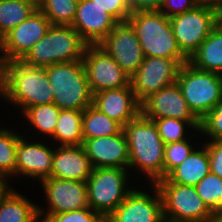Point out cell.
Wrapping results in <instances>:
<instances>
[{"mask_svg": "<svg viewBox=\"0 0 222 222\" xmlns=\"http://www.w3.org/2000/svg\"><path fill=\"white\" fill-rule=\"evenodd\" d=\"M200 134L208 136L210 141H222V99L200 121Z\"/></svg>", "mask_w": 222, "mask_h": 222, "instance_id": "obj_34", "label": "cell"}, {"mask_svg": "<svg viewBox=\"0 0 222 222\" xmlns=\"http://www.w3.org/2000/svg\"><path fill=\"white\" fill-rule=\"evenodd\" d=\"M118 24L90 0H79L72 27L88 45H98Z\"/></svg>", "mask_w": 222, "mask_h": 222, "instance_id": "obj_18", "label": "cell"}, {"mask_svg": "<svg viewBox=\"0 0 222 222\" xmlns=\"http://www.w3.org/2000/svg\"><path fill=\"white\" fill-rule=\"evenodd\" d=\"M200 3V0H162L159 11L170 18L177 14L193 10Z\"/></svg>", "mask_w": 222, "mask_h": 222, "instance_id": "obj_37", "label": "cell"}, {"mask_svg": "<svg viewBox=\"0 0 222 222\" xmlns=\"http://www.w3.org/2000/svg\"><path fill=\"white\" fill-rule=\"evenodd\" d=\"M208 141L203 144L208 151L210 171L222 179V141Z\"/></svg>", "mask_w": 222, "mask_h": 222, "instance_id": "obj_38", "label": "cell"}, {"mask_svg": "<svg viewBox=\"0 0 222 222\" xmlns=\"http://www.w3.org/2000/svg\"><path fill=\"white\" fill-rule=\"evenodd\" d=\"M8 179L11 180V178L0 173V200L11 190L10 185L8 184Z\"/></svg>", "mask_w": 222, "mask_h": 222, "instance_id": "obj_40", "label": "cell"}, {"mask_svg": "<svg viewBox=\"0 0 222 222\" xmlns=\"http://www.w3.org/2000/svg\"><path fill=\"white\" fill-rule=\"evenodd\" d=\"M92 93L131 87L128 76L99 45H87L82 59Z\"/></svg>", "mask_w": 222, "mask_h": 222, "instance_id": "obj_10", "label": "cell"}, {"mask_svg": "<svg viewBox=\"0 0 222 222\" xmlns=\"http://www.w3.org/2000/svg\"><path fill=\"white\" fill-rule=\"evenodd\" d=\"M54 149L38 141L29 142L28 139L20 135L17 144L15 177L22 175L38 181L49 178Z\"/></svg>", "mask_w": 222, "mask_h": 222, "instance_id": "obj_19", "label": "cell"}, {"mask_svg": "<svg viewBox=\"0 0 222 222\" xmlns=\"http://www.w3.org/2000/svg\"><path fill=\"white\" fill-rule=\"evenodd\" d=\"M201 150L196 148L192 153L165 178L172 183L195 186L210 173L209 156L206 145Z\"/></svg>", "mask_w": 222, "mask_h": 222, "instance_id": "obj_22", "label": "cell"}, {"mask_svg": "<svg viewBox=\"0 0 222 222\" xmlns=\"http://www.w3.org/2000/svg\"><path fill=\"white\" fill-rule=\"evenodd\" d=\"M180 67L176 59L144 57L143 63L130 77L136 100L141 104L154 92L175 83Z\"/></svg>", "mask_w": 222, "mask_h": 222, "instance_id": "obj_11", "label": "cell"}, {"mask_svg": "<svg viewBox=\"0 0 222 222\" xmlns=\"http://www.w3.org/2000/svg\"><path fill=\"white\" fill-rule=\"evenodd\" d=\"M141 114L150 120L174 118L192 122L200 130V120L189 109L177 82L154 92L141 103Z\"/></svg>", "mask_w": 222, "mask_h": 222, "instance_id": "obj_15", "label": "cell"}, {"mask_svg": "<svg viewBox=\"0 0 222 222\" xmlns=\"http://www.w3.org/2000/svg\"><path fill=\"white\" fill-rule=\"evenodd\" d=\"M128 22L136 32L144 57L176 59L181 65L188 62L177 45L169 17L162 12H132Z\"/></svg>", "mask_w": 222, "mask_h": 222, "instance_id": "obj_3", "label": "cell"}, {"mask_svg": "<svg viewBox=\"0 0 222 222\" xmlns=\"http://www.w3.org/2000/svg\"><path fill=\"white\" fill-rule=\"evenodd\" d=\"M203 3H209V4H213L216 6H219L222 4V0H200Z\"/></svg>", "mask_w": 222, "mask_h": 222, "instance_id": "obj_44", "label": "cell"}, {"mask_svg": "<svg viewBox=\"0 0 222 222\" xmlns=\"http://www.w3.org/2000/svg\"><path fill=\"white\" fill-rule=\"evenodd\" d=\"M82 120L83 111L61 110L51 141H56V144L58 142L59 146L82 145Z\"/></svg>", "mask_w": 222, "mask_h": 222, "instance_id": "obj_25", "label": "cell"}, {"mask_svg": "<svg viewBox=\"0 0 222 222\" xmlns=\"http://www.w3.org/2000/svg\"><path fill=\"white\" fill-rule=\"evenodd\" d=\"M39 182L48 202V210L38 207L40 221H44L49 215L89 207L85 181L49 177Z\"/></svg>", "mask_w": 222, "mask_h": 222, "instance_id": "obj_12", "label": "cell"}, {"mask_svg": "<svg viewBox=\"0 0 222 222\" xmlns=\"http://www.w3.org/2000/svg\"><path fill=\"white\" fill-rule=\"evenodd\" d=\"M154 122L157 125L158 132L162 141L166 144L178 142L187 139L186 133L189 128L191 131L194 129L195 133L200 130L192 123L184 120L174 118H160L155 119Z\"/></svg>", "mask_w": 222, "mask_h": 222, "instance_id": "obj_32", "label": "cell"}, {"mask_svg": "<svg viewBox=\"0 0 222 222\" xmlns=\"http://www.w3.org/2000/svg\"><path fill=\"white\" fill-rule=\"evenodd\" d=\"M43 222H105V220L88 207L49 215Z\"/></svg>", "mask_w": 222, "mask_h": 222, "instance_id": "obj_35", "label": "cell"}, {"mask_svg": "<svg viewBox=\"0 0 222 222\" xmlns=\"http://www.w3.org/2000/svg\"><path fill=\"white\" fill-rule=\"evenodd\" d=\"M187 139L173 142L165 145L163 178H165L173 169L179 166L194 150L192 142Z\"/></svg>", "mask_w": 222, "mask_h": 222, "instance_id": "obj_33", "label": "cell"}, {"mask_svg": "<svg viewBox=\"0 0 222 222\" xmlns=\"http://www.w3.org/2000/svg\"><path fill=\"white\" fill-rule=\"evenodd\" d=\"M36 8L19 0H0V37L6 36L17 25L25 21Z\"/></svg>", "mask_w": 222, "mask_h": 222, "instance_id": "obj_27", "label": "cell"}, {"mask_svg": "<svg viewBox=\"0 0 222 222\" xmlns=\"http://www.w3.org/2000/svg\"><path fill=\"white\" fill-rule=\"evenodd\" d=\"M19 134L13 129H0V173L8 178L15 176Z\"/></svg>", "mask_w": 222, "mask_h": 222, "instance_id": "obj_30", "label": "cell"}, {"mask_svg": "<svg viewBox=\"0 0 222 222\" xmlns=\"http://www.w3.org/2000/svg\"><path fill=\"white\" fill-rule=\"evenodd\" d=\"M209 222H222V213H216Z\"/></svg>", "mask_w": 222, "mask_h": 222, "instance_id": "obj_43", "label": "cell"}, {"mask_svg": "<svg viewBox=\"0 0 222 222\" xmlns=\"http://www.w3.org/2000/svg\"><path fill=\"white\" fill-rule=\"evenodd\" d=\"M61 109L54 103L42 104L27 108L23 114L35 131H39L43 136L51 137L54 134L58 116ZM46 134V135H45Z\"/></svg>", "mask_w": 222, "mask_h": 222, "instance_id": "obj_28", "label": "cell"}, {"mask_svg": "<svg viewBox=\"0 0 222 222\" xmlns=\"http://www.w3.org/2000/svg\"><path fill=\"white\" fill-rule=\"evenodd\" d=\"M0 53L2 54V38L1 37H0ZM4 64H5L4 57L3 55H0V72Z\"/></svg>", "mask_w": 222, "mask_h": 222, "instance_id": "obj_42", "label": "cell"}, {"mask_svg": "<svg viewBox=\"0 0 222 222\" xmlns=\"http://www.w3.org/2000/svg\"><path fill=\"white\" fill-rule=\"evenodd\" d=\"M123 126L100 112L93 105L83 110L82 134L83 139H91L119 134Z\"/></svg>", "mask_w": 222, "mask_h": 222, "instance_id": "obj_26", "label": "cell"}, {"mask_svg": "<svg viewBox=\"0 0 222 222\" xmlns=\"http://www.w3.org/2000/svg\"><path fill=\"white\" fill-rule=\"evenodd\" d=\"M19 1L27 2L31 5H33L36 9H38L40 7L42 0H19Z\"/></svg>", "mask_w": 222, "mask_h": 222, "instance_id": "obj_41", "label": "cell"}, {"mask_svg": "<svg viewBox=\"0 0 222 222\" xmlns=\"http://www.w3.org/2000/svg\"><path fill=\"white\" fill-rule=\"evenodd\" d=\"M87 45L72 26L51 25L46 35L20 61L37 68L81 61Z\"/></svg>", "mask_w": 222, "mask_h": 222, "instance_id": "obj_4", "label": "cell"}, {"mask_svg": "<svg viewBox=\"0 0 222 222\" xmlns=\"http://www.w3.org/2000/svg\"><path fill=\"white\" fill-rule=\"evenodd\" d=\"M176 82L200 121L222 99V75L197 69L189 62L181 65Z\"/></svg>", "mask_w": 222, "mask_h": 222, "instance_id": "obj_6", "label": "cell"}, {"mask_svg": "<svg viewBox=\"0 0 222 222\" xmlns=\"http://www.w3.org/2000/svg\"><path fill=\"white\" fill-rule=\"evenodd\" d=\"M131 13L138 11H159L162 0H127Z\"/></svg>", "mask_w": 222, "mask_h": 222, "instance_id": "obj_39", "label": "cell"}, {"mask_svg": "<svg viewBox=\"0 0 222 222\" xmlns=\"http://www.w3.org/2000/svg\"><path fill=\"white\" fill-rule=\"evenodd\" d=\"M154 184L162 199L165 218L179 222H209L214 216L196 192L195 186L172 183L166 178Z\"/></svg>", "mask_w": 222, "mask_h": 222, "instance_id": "obj_8", "label": "cell"}, {"mask_svg": "<svg viewBox=\"0 0 222 222\" xmlns=\"http://www.w3.org/2000/svg\"><path fill=\"white\" fill-rule=\"evenodd\" d=\"M38 207L11 188L0 200V222H40Z\"/></svg>", "mask_w": 222, "mask_h": 222, "instance_id": "obj_24", "label": "cell"}, {"mask_svg": "<svg viewBox=\"0 0 222 222\" xmlns=\"http://www.w3.org/2000/svg\"><path fill=\"white\" fill-rule=\"evenodd\" d=\"M0 96L22 113L32 106L52 104L54 94L44 68L20 60L5 63L0 72Z\"/></svg>", "mask_w": 222, "mask_h": 222, "instance_id": "obj_1", "label": "cell"}, {"mask_svg": "<svg viewBox=\"0 0 222 222\" xmlns=\"http://www.w3.org/2000/svg\"><path fill=\"white\" fill-rule=\"evenodd\" d=\"M161 222H179V221H173V220H170V219H167V218H163L162 220H161Z\"/></svg>", "mask_w": 222, "mask_h": 222, "instance_id": "obj_46", "label": "cell"}, {"mask_svg": "<svg viewBox=\"0 0 222 222\" xmlns=\"http://www.w3.org/2000/svg\"><path fill=\"white\" fill-rule=\"evenodd\" d=\"M153 186V194L133 190L123 202L105 219V222H161L164 218L160 193Z\"/></svg>", "mask_w": 222, "mask_h": 222, "instance_id": "obj_16", "label": "cell"}, {"mask_svg": "<svg viewBox=\"0 0 222 222\" xmlns=\"http://www.w3.org/2000/svg\"><path fill=\"white\" fill-rule=\"evenodd\" d=\"M79 0H42L39 9L52 25L71 26Z\"/></svg>", "mask_w": 222, "mask_h": 222, "instance_id": "obj_29", "label": "cell"}, {"mask_svg": "<svg viewBox=\"0 0 222 222\" xmlns=\"http://www.w3.org/2000/svg\"><path fill=\"white\" fill-rule=\"evenodd\" d=\"M82 146L93 168L129 166L128 142L123 130L112 136L83 139Z\"/></svg>", "mask_w": 222, "mask_h": 222, "instance_id": "obj_17", "label": "cell"}, {"mask_svg": "<svg viewBox=\"0 0 222 222\" xmlns=\"http://www.w3.org/2000/svg\"><path fill=\"white\" fill-rule=\"evenodd\" d=\"M92 170L93 166L82 145L55 147L50 177L86 182Z\"/></svg>", "mask_w": 222, "mask_h": 222, "instance_id": "obj_21", "label": "cell"}, {"mask_svg": "<svg viewBox=\"0 0 222 222\" xmlns=\"http://www.w3.org/2000/svg\"><path fill=\"white\" fill-rule=\"evenodd\" d=\"M52 24L38 8L2 38L5 63L21 60L47 33Z\"/></svg>", "mask_w": 222, "mask_h": 222, "instance_id": "obj_14", "label": "cell"}, {"mask_svg": "<svg viewBox=\"0 0 222 222\" xmlns=\"http://www.w3.org/2000/svg\"><path fill=\"white\" fill-rule=\"evenodd\" d=\"M128 75L132 76L143 63L144 55L136 32L131 24L119 22L98 44Z\"/></svg>", "mask_w": 222, "mask_h": 222, "instance_id": "obj_13", "label": "cell"}, {"mask_svg": "<svg viewBox=\"0 0 222 222\" xmlns=\"http://www.w3.org/2000/svg\"><path fill=\"white\" fill-rule=\"evenodd\" d=\"M218 23L222 26V4L218 6Z\"/></svg>", "mask_w": 222, "mask_h": 222, "instance_id": "obj_45", "label": "cell"}, {"mask_svg": "<svg viewBox=\"0 0 222 222\" xmlns=\"http://www.w3.org/2000/svg\"><path fill=\"white\" fill-rule=\"evenodd\" d=\"M195 189L214 214L222 213V179L219 176L208 173Z\"/></svg>", "mask_w": 222, "mask_h": 222, "instance_id": "obj_31", "label": "cell"}, {"mask_svg": "<svg viewBox=\"0 0 222 222\" xmlns=\"http://www.w3.org/2000/svg\"><path fill=\"white\" fill-rule=\"evenodd\" d=\"M44 70L53 90V103L59 109L83 111L93 104L82 60L55 63Z\"/></svg>", "mask_w": 222, "mask_h": 222, "instance_id": "obj_5", "label": "cell"}, {"mask_svg": "<svg viewBox=\"0 0 222 222\" xmlns=\"http://www.w3.org/2000/svg\"><path fill=\"white\" fill-rule=\"evenodd\" d=\"M128 172V169L121 168H93L86 181L88 205L104 220L133 190L127 183Z\"/></svg>", "mask_w": 222, "mask_h": 222, "instance_id": "obj_7", "label": "cell"}, {"mask_svg": "<svg viewBox=\"0 0 222 222\" xmlns=\"http://www.w3.org/2000/svg\"><path fill=\"white\" fill-rule=\"evenodd\" d=\"M123 131L129 149L128 169H139L152 184L162 179L165 143L156 123L140 113L123 127Z\"/></svg>", "mask_w": 222, "mask_h": 222, "instance_id": "obj_2", "label": "cell"}, {"mask_svg": "<svg viewBox=\"0 0 222 222\" xmlns=\"http://www.w3.org/2000/svg\"><path fill=\"white\" fill-rule=\"evenodd\" d=\"M169 20L179 49L189 59L218 24V6L201 2Z\"/></svg>", "mask_w": 222, "mask_h": 222, "instance_id": "obj_9", "label": "cell"}, {"mask_svg": "<svg viewBox=\"0 0 222 222\" xmlns=\"http://www.w3.org/2000/svg\"><path fill=\"white\" fill-rule=\"evenodd\" d=\"M188 62L197 69L222 75V26L219 23Z\"/></svg>", "mask_w": 222, "mask_h": 222, "instance_id": "obj_23", "label": "cell"}, {"mask_svg": "<svg viewBox=\"0 0 222 222\" xmlns=\"http://www.w3.org/2000/svg\"><path fill=\"white\" fill-rule=\"evenodd\" d=\"M97 6L104 9L118 23L126 22L131 15V10L127 0H90Z\"/></svg>", "mask_w": 222, "mask_h": 222, "instance_id": "obj_36", "label": "cell"}, {"mask_svg": "<svg viewBox=\"0 0 222 222\" xmlns=\"http://www.w3.org/2000/svg\"><path fill=\"white\" fill-rule=\"evenodd\" d=\"M92 105L123 127L141 113V104L136 100L131 87L96 92L93 94Z\"/></svg>", "mask_w": 222, "mask_h": 222, "instance_id": "obj_20", "label": "cell"}]
</instances>
